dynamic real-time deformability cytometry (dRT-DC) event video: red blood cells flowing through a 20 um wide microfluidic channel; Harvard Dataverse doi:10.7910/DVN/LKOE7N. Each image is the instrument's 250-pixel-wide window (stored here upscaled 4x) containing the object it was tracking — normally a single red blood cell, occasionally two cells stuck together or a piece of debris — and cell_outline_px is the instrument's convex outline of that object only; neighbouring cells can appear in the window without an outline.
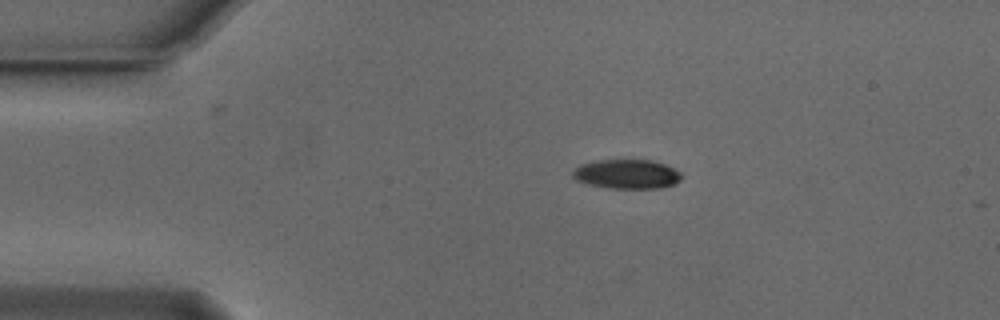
{"species": "Egyptian fruit bat (a non-hibernating species)", "species_latin": "Rousettus aegyptiacus", "temperature_condition": "cold", "stored_images_in_passage": 32, "camera_frame_rate_fps": 3000, "um_per_image_px": 0.085, "animal": {"sex": "male"}, "frame": {"image": 1, "passage_image": 1, "time_ms": 0.0, "image_size_px": [1000, 320], "cell_outline_px": [[684, 176], [680, 180], [672, 184], [660, 188], [608, 188], [588, 184], [576, 180], [572, 176], [572, 172], [580, 164], [592, 160], [652, 160], [664, 164], [680, 172]], "centroid_in_image_um": [53.26, 14.79], "position_along_channel_um": 31.7, "area_um2": 18.61}}
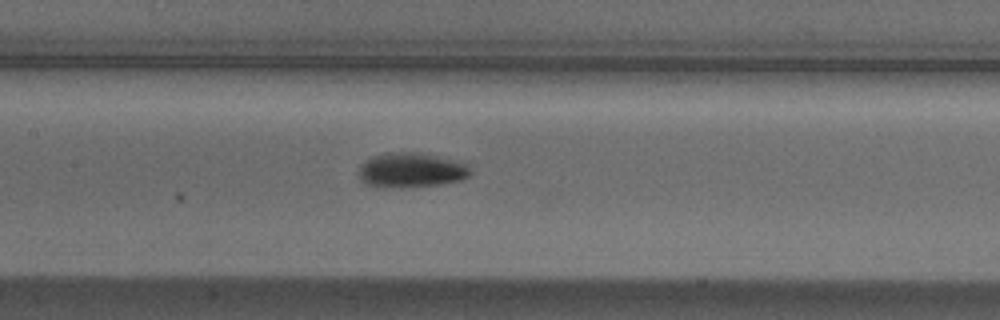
{"frame": {"image": 2, "passage_image": 16, "time_ms": 5.0, "image_size_px": [1000, 320], "cell_outline_px": [[472, 172], [464, 180], [440, 184], [400, 188], [380, 188], [364, 184], [360, 180], [356, 172], [360, 164], [364, 160], [372, 156], [388, 152], [416, 152], [436, 156], [468, 164]], "centroid_in_image_um": [34.87, 14.48], "position_along_channel_um": 172.5, "area_um2": 23.18}}
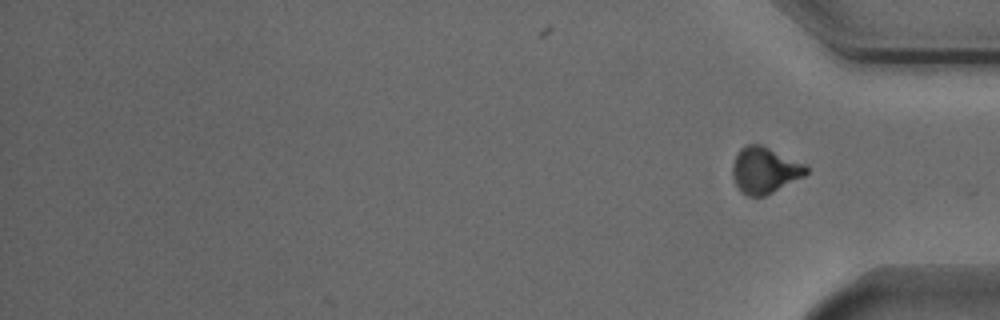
{"frame": {"image": 3, "passage_image": 32, "time_ms": 10.333, "image_size_px": [1000, 320], "cell_outline_px": [[808, 172], [804, 176], [764, 196], [748, 196], [740, 192], [732, 176], [732, 164], [740, 148], [748, 144], [760, 144], [808, 164]], "centroid_in_image_um": [65.01, 14.46], "position_along_channel_um": 370.2, "area_um2": 19.94}, "authors_computed_cell_mechanics": {"area_um2": 20.9525, "velocity_mm_per_s": 3.7506, "shape_relaxation_time_tau1_ms": 2.4297, "shape_relaxation_time_tau2_ms": null, "deformation_change_tau1": 0.1364, "deformation_change_tau2": null}}